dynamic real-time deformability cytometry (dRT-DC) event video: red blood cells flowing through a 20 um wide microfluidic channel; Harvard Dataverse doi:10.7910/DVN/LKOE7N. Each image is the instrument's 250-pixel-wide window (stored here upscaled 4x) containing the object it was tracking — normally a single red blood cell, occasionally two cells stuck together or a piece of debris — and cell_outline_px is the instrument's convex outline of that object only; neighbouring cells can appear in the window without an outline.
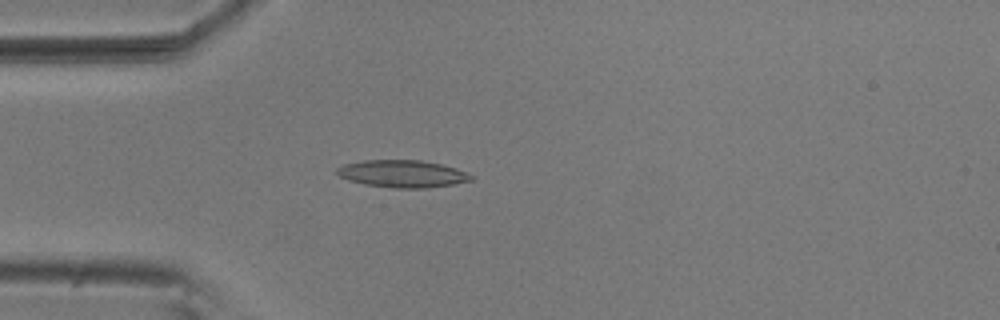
{"species": "common noctule bat (a hibernating species)", "species_latin": "Nyctalus noctula", "temperature_condition": "room temperature", "stored_images_in_passage": 54, "camera_frame_rate_fps": 3000, "um_per_image_px": 0.085, "animal": {"sex": "male", "body_mass_g": 20.5, "forearm_length_mm": 52.5}, "frame": {"image": 1, "passage_image": 15, "time_ms": 4.667, "image_size_px": [1000, 320], "cell_outline_px": [[472, 180], [452, 184], [428, 188], [392, 188], [364, 184], [348, 180], [340, 176], [336, 172], [336, 168], [344, 164], [364, 160], [420, 160], [440, 164], [456, 168], [472, 176]], "centroid_in_image_um": [34.17, 14.77], "position_along_channel_um": 50.8, "area_um2": 21.21}}
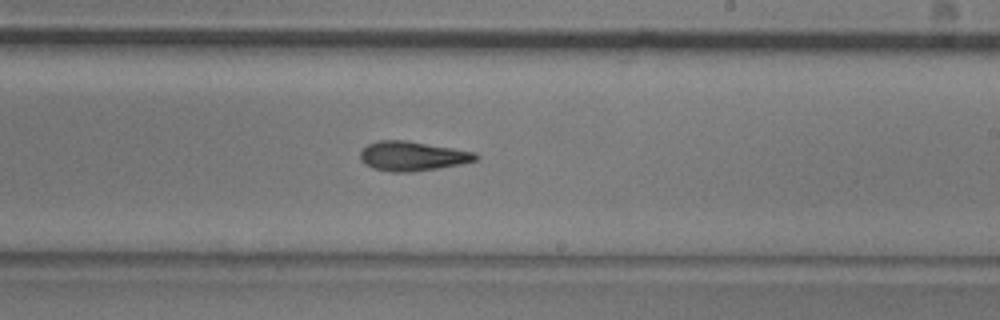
{"frame": {"image": 2, "passage_image": 32, "time_ms": 10.333, "image_size_px": [1000, 320], "cell_outline_px": [[480, 156], [476, 160], [460, 164], [440, 168], [412, 172], [392, 172], [372, 168], [364, 164], [360, 160], [360, 152], [368, 144], [380, 140], [404, 140], [476, 152]], "centroid_in_image_um": [35.04, 13.28], "position_along_channel_um": 254.0, "area_um2": 19.83}}
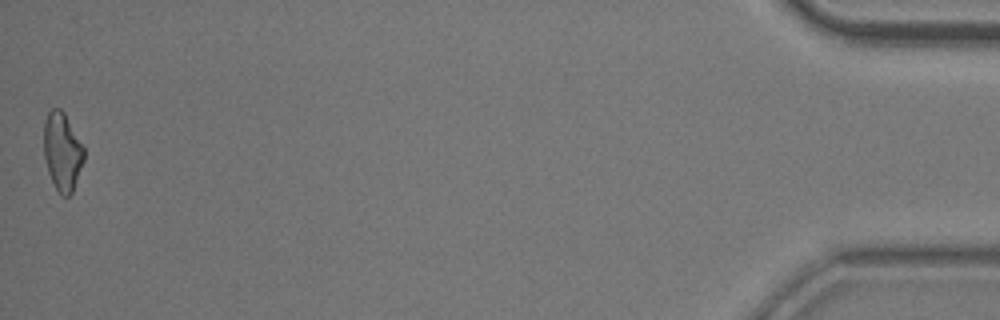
{"frame": {"image": 3, "passage_image": 54, "time_ms": 17.667, "image_size_px": [1000, 320], "cell_outline_px": [[84, 160], [72, 192], [68, 196], [60, 196], [48, 172], [44, 156], [44, 120], [48, 112], [52, 108], [60, 108], [64, 112], [84, 148]], "centroid_in_image_um": [5.28, 12.88], "position_along_channel_um": 429.9, "area_um2": 18.15}, "authors_computed_cell_mechanics": {"area_um2": 19.363, "velocity_mm_per_s": 3.7237, "shape_relaxation_time_tau1_ms": null, "shape_relaxation_time_tau2_ms": 5.0406, "deformation_change_tau1": null, "deformation_change_tau2": 0.157}}